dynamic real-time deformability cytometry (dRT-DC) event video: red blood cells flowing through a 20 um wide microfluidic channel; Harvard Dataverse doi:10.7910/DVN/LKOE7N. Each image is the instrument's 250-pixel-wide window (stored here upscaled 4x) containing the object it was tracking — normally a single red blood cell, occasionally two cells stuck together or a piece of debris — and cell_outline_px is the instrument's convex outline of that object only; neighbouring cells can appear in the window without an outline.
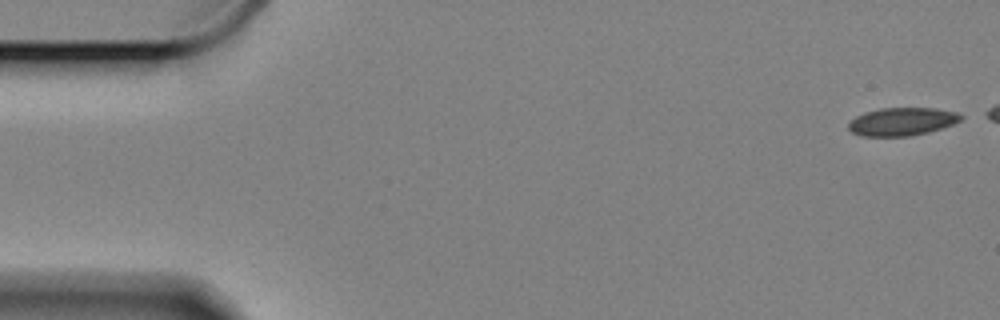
{"species": "Egyptian fruit bat (a non-hibernating species)", "species_latin": "Rousettus aegyptiacus", "temperature_condition": "cold", "stored_images_in_passage": 30, "camera_frame_rate_fps": 3000, "um_per_image_px": 0.085, "animal": {"sex": "female"}, "frame": {"image": 1, "passage_image": 1, "time_ms": 0.0, "image_size_px": [1000, 320], "cell_outline_px": [[964, 116], [960, 120], [952, 124], [928, 132], [912, 136], [860, 136], [852, 132], [848, 128], [848, 120], [864, 112], [880, 108], [936, 108], [960, 112]], "centroid_in_image_um": [76.65, 10.33], "position_along_channel_um": 8.3, "area_um2": 18.55}}
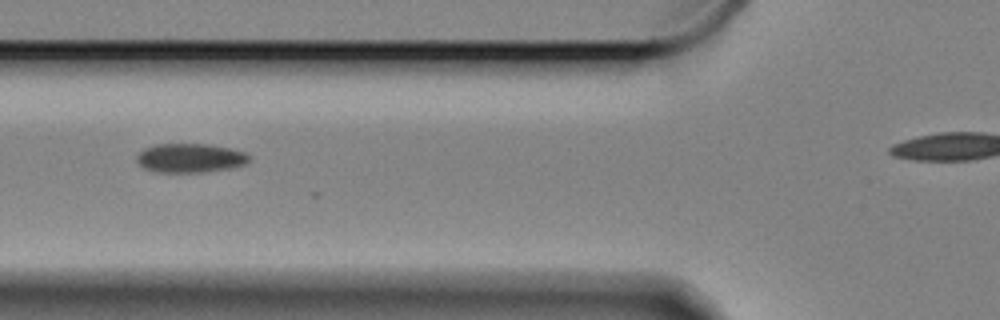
{"frame": {"image": 2, "passage_image": 21, "time_ms": 6.667, "image_size_px": [1000, 320], "cell_outline_px": [[252, 160], [244, 164], [232, 168], [200, 172], [156, 172], [144, 168], [136, 160], [136, 156], [144, 148], [156, 144], [208, 144], [228, 148], [244, 152], [252, 156]], "centroid_in_image_um": [16.18, 13.43], "position_along_channel_um": 109.6, "area_um2": 19.07}}
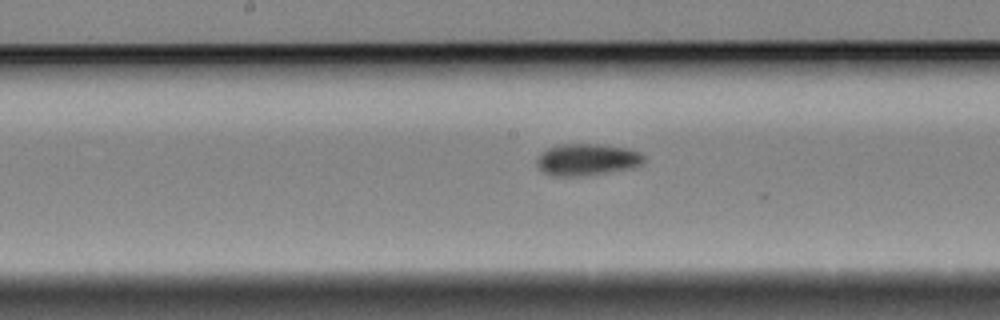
{"frame": {"image": 3, "passage_image": 29, "time_ms": 9.333, "image_size_px": [1000, 320], "cell_outline_px": [[648, 160], [636, 168], [584, 176], [552, 176], [544, 172], [536, 164], [536, 160], [548, 148], [560, 144], [600, 144], [632, 148], [640, 152]], "centroid_in_image_um": [50.0, 13.57], "position_along_channel_um": 198.2, "area_um2": 20.23}}